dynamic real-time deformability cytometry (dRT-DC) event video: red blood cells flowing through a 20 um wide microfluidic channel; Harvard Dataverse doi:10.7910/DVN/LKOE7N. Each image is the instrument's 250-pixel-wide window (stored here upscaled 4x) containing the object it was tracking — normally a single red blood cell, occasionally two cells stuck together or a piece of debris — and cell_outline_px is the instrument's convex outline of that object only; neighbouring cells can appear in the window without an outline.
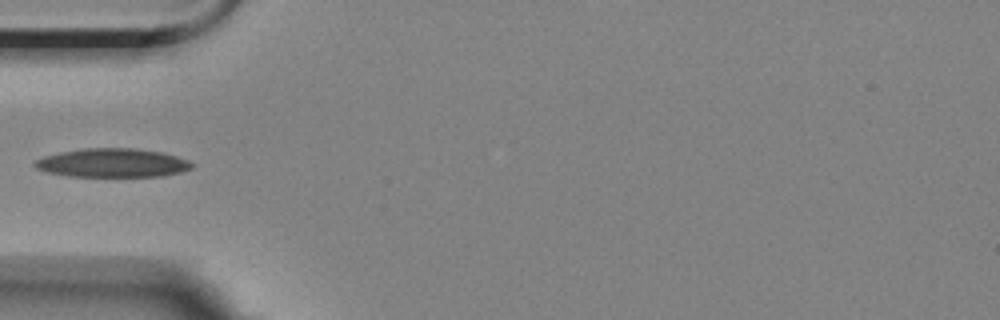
{"species": "Egyptian fruit bat (a non-hibernating species)", "species_latin": "Rousettus aegyptiacus", "temperature_condition": "room temperature", "stored_images_in_passage": 5, "camera_frame_rate_fps": 3000, "um_per_image_px": 0.085, "animal": {"sex": "female"}, "frame": {"image": 1, "passage_image": 4, "time_ms": 3.333, "image_size_px": [1000, 320], "cell_outline_px": [[196, 164], [192, 168], [180, 172], [164, 176], [68, 176], [48, 172], [36, 168], [32, 164], [36, 160], [44, 156], [60, 152], [84, 148], [132, 148], [160, 152], [176, 156], [188, 160]], "centroid_in_image_um": [9.57, 13.84], "position_along_channel_um": 75.4, "area_um2": 26.24}}